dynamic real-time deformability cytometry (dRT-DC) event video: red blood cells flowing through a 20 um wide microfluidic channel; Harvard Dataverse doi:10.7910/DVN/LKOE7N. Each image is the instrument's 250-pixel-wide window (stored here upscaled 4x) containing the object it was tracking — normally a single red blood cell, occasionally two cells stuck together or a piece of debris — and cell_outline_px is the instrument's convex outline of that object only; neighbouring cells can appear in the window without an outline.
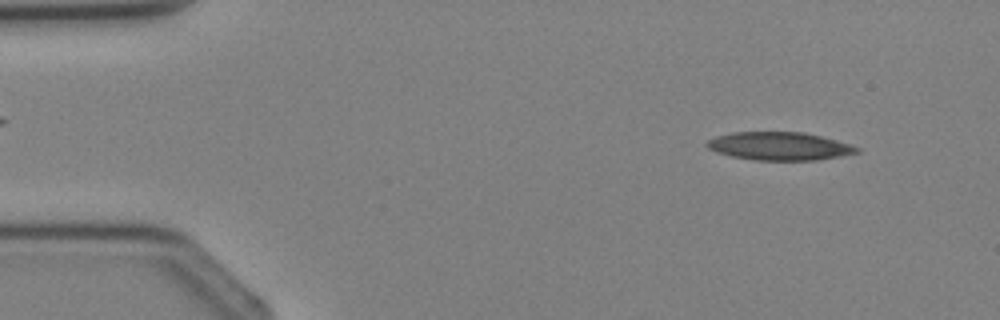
{"species": "Egyptian fruit bat (a non-hibernating species)", "species_latin": "Rousettus aegyptiacus", "temperature_condition": "cold", "stored_images_in_passage": 3, "segment_of_instrument_passage": [2, 2], "camera_frame_rate_fps": 3000, "um_per_image_px": 0.085, "animal": {"sex": "female"}, "frame": {"image": 1, "passage_image": 3, "time_ms": 3.333, "image_size_px": [1000, 320], "cell_outline_px": [[860, 152], [840, 156], [816, 160], [756, 160], [732, 156], [716, 152], [708, 148], [704, 144], [708, 140], [716, 136], [732, 132], [804, 132], [852, 144], [860, 148]], "centroid_in_image_um": [66.25, 12.42], "position_along_channel_um": 18.7, "area_um2": 24.57}}